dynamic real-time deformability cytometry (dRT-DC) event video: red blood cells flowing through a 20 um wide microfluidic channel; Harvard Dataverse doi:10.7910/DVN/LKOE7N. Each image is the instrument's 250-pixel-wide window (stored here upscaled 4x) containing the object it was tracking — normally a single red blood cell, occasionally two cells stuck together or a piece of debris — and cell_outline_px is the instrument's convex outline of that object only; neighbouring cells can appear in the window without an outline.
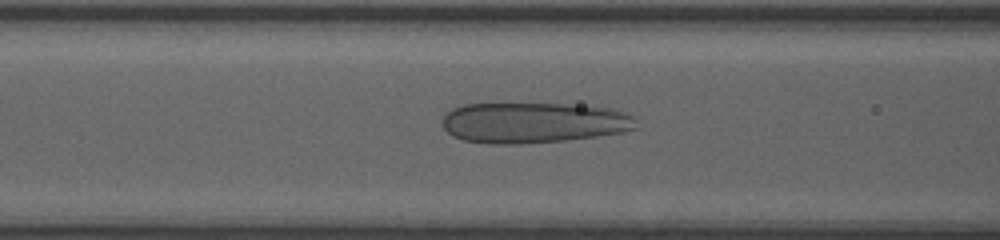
{"species": "human", "species_latin": "Homo sapiens", "temperature_condition": "room temperature", "stored_images_in_passage": 44, "camera_frame_rate_fps": 3000, "um_per_image_px": 0.085, "donor": {"sex": "female"}, "frame": {"image": 1, "passage_image": 9, "time_ms": 2.667, "image_size_px": [1000, 240], "cell_outline_px": [[636, 128], [624, 132], [596, 136], [564, 140], [520, 144], [492, 144], [464, 140], [452, 136], [444, 128], [444, 116], [452, 108], [464, 104], [592, 104], [612, 108], [624, 112], [632, 116]], "centroid_in_image_um": [45.37, 10.41], "position_along_channel_um": 121.2, "area_um2": 46.07}}
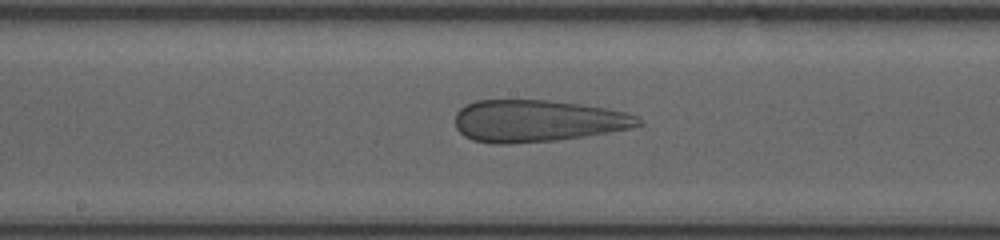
{"frame": {"image": 2, "passage_image": 15, "time_ms": 4.667, "image_size_px": [1000, 240], "cell_outline_px": [[644, 124], [628, 128], [608, 132], [584, 136], [556, 140], [504, 144], [492, 144], [472, 140], [464, 136], [456, 128], [456, 112], [464, 104], [476, 100], [548, 100], [580, 104], [608, 108], [640, 116]], "centroid_in_image_um": [45.66, 10.27], "position_along_channel_um": 202.5, "area_um2": 44.97}}
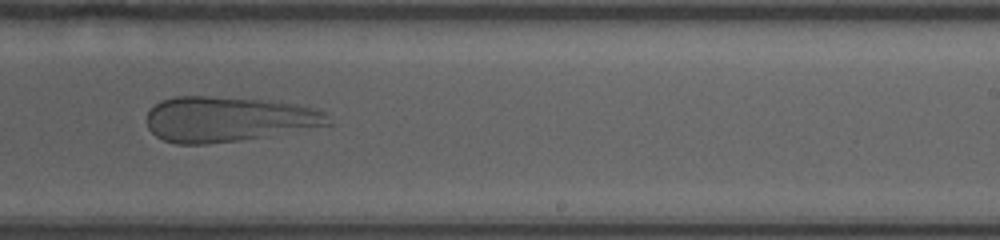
{"frame": {"image": 3, "passage_image": 20, "time_ms": 6.333, "image_size_px": [1000, 240], "cell_outline_px": [[332, 124], [240, 140], [204, 144], [176, 144], [164, 140], [156, 136], [148, 128], [148, 112], [160, 100], [176, 96], [204, 96], [260, 100], [296, 104], [324, 112], [332, 120]], "centroid_in_image_um": [19.34, 10.13], "position_along_channel_um": 269.7, "area_um2": 47.05}}